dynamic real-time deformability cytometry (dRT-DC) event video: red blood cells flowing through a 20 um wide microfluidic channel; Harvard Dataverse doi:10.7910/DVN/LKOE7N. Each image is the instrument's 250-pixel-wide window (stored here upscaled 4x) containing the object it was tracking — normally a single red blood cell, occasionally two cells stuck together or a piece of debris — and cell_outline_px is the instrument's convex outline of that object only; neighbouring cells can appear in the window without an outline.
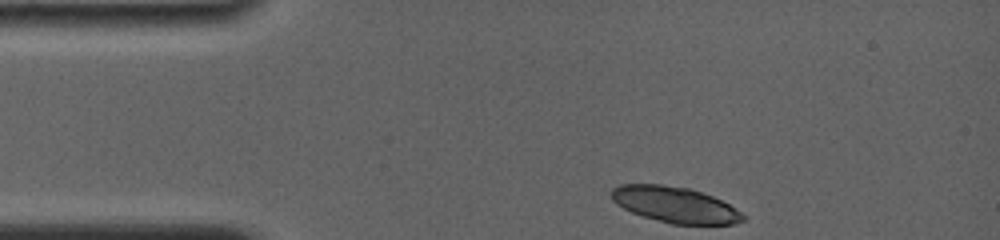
{"species": "common noctule bat (a hibernating species)", "species_latin": "Nyctalus noctula", "temperature_condition": "room temperature", "stored_images_in_passage": 4, "camera_frame_rate_fps": 4000, "um_per_image_px": 0.085, "animal": {"sex": "female", "body_mass_g": 19.0, "forearm_length_mm": 56.7}, "frame": {"image": 1, "passage_image": 1, "time_ms": 0.0, "image_size_px": [1000, 240], "cell_outline_px": [[744, 220], [732, 224], [672, 224], [644, 216], [632, 212], [616, 204], [612, 200], [612, 188], [620, 184], [660, 184], [688, 188], [712, 196], [728, 204], [740, 212], [744, 216]], "centroid_in_image_um": [57.34, 17.39], "position_along_channel_um": 27.7, "area_um2": 27.11}}